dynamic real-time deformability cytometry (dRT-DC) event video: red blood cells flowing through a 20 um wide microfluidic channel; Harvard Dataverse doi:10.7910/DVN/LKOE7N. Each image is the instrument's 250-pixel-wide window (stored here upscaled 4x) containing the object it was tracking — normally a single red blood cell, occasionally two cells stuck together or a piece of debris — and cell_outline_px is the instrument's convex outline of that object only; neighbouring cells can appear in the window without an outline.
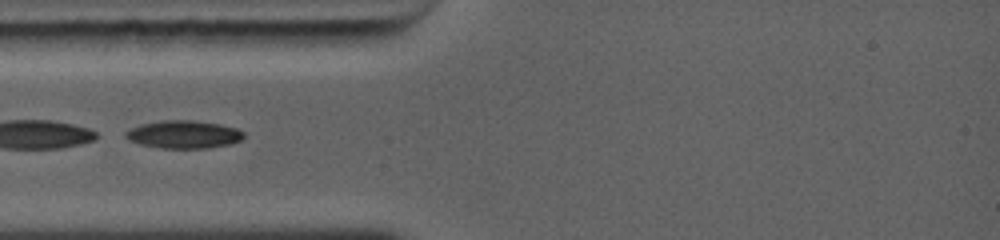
{"species": "common noctule bat (a hibernating species)", "species_latin": "Nyctalus noctula", "temperature_condition": "warm", "stored_images_in_passage": 3, "camera_frame_rate_fps": 5000, "um_per_image_px": 0.085, "animal": {"sex": "female", "body_mass_g": 19.0, "forearm_length_mm": 56.7}, "frame": {"image": 1, "passage_image": 2, "time_ms": 1.2, "image_size_px": [1000, 240], "cell_outline_px": [[244, 136], [240, 140], [232, 144], [208, 148], [164, 148], [140, 144], [128, 140], [124, 136], [124, 132], [140, 124], [160, 120], [192, 120], [220, 124], [236, 128], [244, 132]], "centroid_in_image_um": [15.61, 11.42], "position_along_channel_um": 69.4, "area_um2": 19.25}}
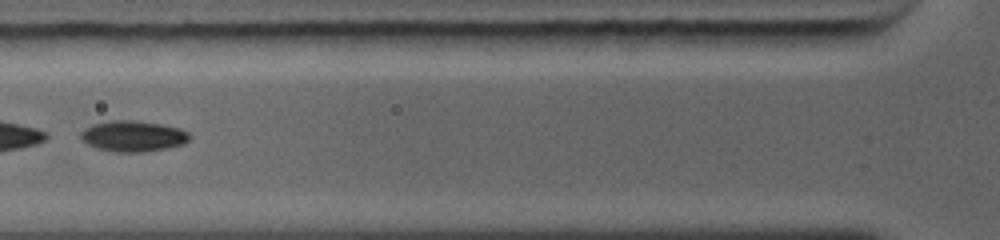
{"frame": {"image": 2, "passage_image": 3, "time_ms": 2.2, "image_size_px": [1000, 240], "cell_outline_px": [[192, 136], [184, 144], [164, 148], [140, 152], [116, 152], [96, 148], [88, 144], [80, 136], [80, 132], [84, 128], [92, 124], [108, 120], [132, 120], [160, 124], [180, 128], [188, 132]], "centroid_in_image_um": [11.3, 11.56], "position_along_channel_um": 114.5, "area_um2": 19.54}}